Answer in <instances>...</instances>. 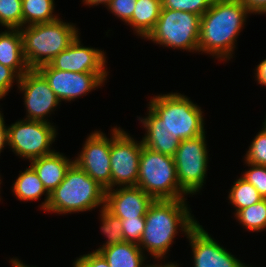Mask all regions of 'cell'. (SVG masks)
<instances>
[{"instance_id":"ab89813d","label":"cell","mask_w":266,"mask_h":267,"mask_svg":"<svg viewBox=\"0 0 266 267\" xmlns=\"http://www.w3.org/2000/svg\"><path fill=\"white\" fill-rule=\"evenodd\" d=\"M178 265H175V264H173V263H171V264H165L164 266H161V265H150L149 267H177Z\"/></svg>"},{"instance_id":"e0dca14e","label":"cell","mask_w":266,"mask_h":267,"mask_svg":"<svg viewBox=\"0 0 266 267\" xmlns=\"http://www.w3.org/2000/svg\"><path fill=\"white\" fill-rule=\"evenodd\" d=\"M74 161H69L63 154L54 152L31 160L34 169L45 189L51 193L64 180L65 174Z\"/></svg>"},{"instance_id":"f35d334b","label":"cell","mask_w":266,"mask_h":267,"mask_svg":"<svg viewBox=\"0 0 266 267\" xmlns=\"http://www.w3.org/2000/svg\"><path fill=\"white\" fill-rule=\"evenodd\" d=\"M11 263L13 267H29L21 263L18 259H13V260L11 259Z\"/></svg>"},{"instance_id":"ba28073f","label":"cell","mask_w":266,"mask_h":267,"mask_svg":"<svg viewBox=\"0 0 266 267\" xmlns=\"http://www.w3.org/2000/svg\"><path fill=\"white\" fill-rule=\"evenodd\" d=\"M205 134L182 140L173 156L177 180L188 194L201 189L207 171Z\"/></svg>"},{"instance_id":"7402d4cb","label":"cell","mask_w":266,"mask_h":267,"mask_svg":"<svg viewBox=\"0 0 266 267\" xmlns=\"http://www.w3.org/2000/svg\"><path fill=\"white\" fill-rule=\"evenodd\" d=\"M54 0H22V26L52 22L58 19L53 16Z\"/></svg>"},{"instance_id":"60d3db41","label":"cell","mask_w":266,"mask_h":267,"mask_svg":"<svg viewBox=\"0 0 266 267\" xmlns=\"http://www.w3.org/2000/svg\"><path fill=\"white\" fill-rule=\"evenodd\" d=\"M263 124H265L264 129L266 130V120H265V122Z\"/></svg>"},{"instance_id":"4316f807","label":"cell","mask_w":266,"mask_h":267,"mask_svg":"<svg viewBox=\"0 0 266 267\" xmlns=\"http://www.w3.org/2000/svg\"><path fill=\"white\" fill-rule=\"evenodd\" d=\"M101 216L103 224L101 230L104 235L108 237V240L103 247L125 242L121 219L112 215L104 207H102Z\"/></svg>"},{"instance_id":"6da1fadb","label":"cell","mask_w":266,"mask_h":267,"mask_svg":"<svg viewBox=\"0 0 266 267\" xmlns=\"http://www.w3.org/2000/svg\"><path fill=\"white\" fill-rule=\"evenodd\" d=\"M248 13L240 0H213L201 16L199 51L230 59L234 41Z\"/></svg>"},{"instance_id":"9c48e42d","label":"cell","mask_w":266,"mask_h":267,"mask_svg":"<svg viewBox=\"0 0 266 267\" xmlns=\"http://www.w3.org/2000/svg\"><path fill=\"white\" fill-rule=\"evenodd\" d=\"M8 128V145L17 155L33 160L50 155V144L56 137V130L49 122L23 120Z\"/></svg>"},{"instance_id":"f546056e","label":"cell","mask_w":266,"mask_h":267,"mask_svg":"<svg viewBox=\"0 0 266 267\" xmlns=\"http://www.w3.org/2000/svg\"><path fill=\"white\" fill-rule=\"evenodd\" d=\"M125 242L140 243L145 227V218L121 219Z\"/></svg>"},{"instance_id":"d6a6232c","label":"cell","mask_w":266,"mask_h":267,"mask_svg":"<svg viewBox=\"0 0 266 267\" xmlns=\"http://www.w3.org/2000/svg\"><path fill=\"white\" fill-rule=\"evenodd\" d=\"M74 267H110L107 260L100 252H92L78 258Z\"/></svg>"},{"instance_id":"7a4b0ae2","label":"cell","mask_w":266,"mask_h":267,"mask_svg":"<svg viewBox=\"0 0 266 267\" xmlns=\"http://www.w3.org/2000/svg\"><path fill=\"white\" fill-rule=\"evenodd\" d=\"M197 224L188 211L185 199L154 200L145 215L139 247L143 245L153 257L160 258L172 244L178 225L188 234Z\"/></svg>"},{"instance_id":"8fae6325","label":"cell","mask_w":266,"mask_h":267,"mask_svg":"<svg viewBox=\"0 0 266 267\" xmlns=\"http://www.w3.org/2000/svg\"><path fill=\"white\" fill-rule=\"evenodd\" d=\"M48 82L59 101H71L100 86L108 72H71L52 68L49 64L36 69Z\"/></svg>"},{"instance_id":"2e32d148","label":"cell","mask_w":266,"mask_h":267,"mask_svg":"<svg viewBox=\"0 0 266 267\" xmlns=\"http://www.w3.org/2000/svg\"><path fill=\"white\" fill-rule=\"evenodd\" d=\"M78 37H76L67 49L61 51L54 57L49 62V65L52 68L62 71L79 73L106 72L104 68L106 63L104 52L99 49L81 46Z\"/></svg>"},{"instance_id":"484cf974","label":"cell","mask_w":266,"mask_h":267,"mask_svg":"<svg viewBox=\"0 0 266 267\" xmlns=\"http://www.w3.org/2000/svg\"><path fill=\"white\" fill-rule=\"evenodd\" d=\"M0 23L8 29L22 28V0H0Z\"/></svg>"},{"instance_id":"d590c367","label":"cell","mask_w":266,"mask_h":267,"mask_svg":"<svg viewBox=\"0 0 266 267\" xmlns=\"http://www.w3.org/2000/svg\"><path fill=\"white\" fill-rule=\"evenodd\" d=\"M6 143L8 144V128H6L3 116L0 113V152Z\"/></svg>"},{"instance_id":"f1b7e54d","label":"cell","mask_w":266,"mask_h":267,"mask_svg":"<svg viewBox=\"0 0 266 267\" xmlns=\"http://www.w3.org/2000/svg\"><path fill=\"white\" fill-rule=\"evenodd\" d=\"M245 158L247 164L266 166V130L264 128L255 136Z\"/></svg>"},{"instance_id":"e575fe53","label":"cell","mask_w":266,"mask_h":267,"mask_svg":"<svg viewBox=\"0 0 266 267\" xmlns=\"http://www.w3.org/2000/svg\"><path fill=\"white\" fill-rule=\"evenodd\" d=\"M250 13H266V0H240Z\"/></svg>"},{"instance_id":"5b68a950","label":"cell","mask_w":266,"mask_h":267,"mask_svg":"<svg viewBox=\"0 0 266 267\" xmlns=\"http://www.w3.org/2000/svg\"><path fill=\"white\" fill-rule=\"evenodd\" d=\"M106 190L73 163L64 180L49 195L45 210L71 213L91 210L105 203Z\"/></svg>"},{"instance_id":"ac0fdd59","label":"cell","mask_w":266,"mask_h":267,"mask_svg":"<svg viewBox=\"0 0 266 267\" xmlns=\"http://www.w3.org/2000/svg\"><path fill=\"white\" fill-rule=\"evenodd\" d=\"M0 33V63L11 68L19 77L30 70L23 53L20 29Z\"/></svg>"},{"instance_id":"7c38bea8","label":"cell","mask_w":266,"mask_h":267,"mask_svg":"<svg viewBox=\"0 0 266 267\" xmlns=\"http://www.w3.org/2000/svg\"><path fill=\"white\" fill-rule=\"evenodd\" d=\"M110 140L96 131L86 140L74 163L105 190L111 189Z\"/></svg>"},{"instance_id":"9a60e30c","label":"cell","mask_w":266,"mask_h":267,"mask_svg":"<svg viewBox=\"0 0 266 267\" xmlns=\"http://www.w3.org/2000/svg\"><path fill=\"white\" fill-rule=\"evenodd\" d=\"M113 190H106L103 207L120 219L145 218L149 206L154 202V199L138 186Z\"/></svg>"},{"instance_id":"277c9868","label":"cell","mask_w":266,"mask_h":267,"mask_svg":"<svg viewBox=\"0 0 266 267\" xmlns=\"http://www.w3.org/2000/svg\"><path fill=\"white\" fill-rule=\"evenodd\" d=\"M60 19L52 22L28 25L20 29L23 53L30 69L49 64L61 51H64L78 36V30Z\"/></svg>"},{"instance_id":"cb8c5ba5","label":"cell","mask_w":266,"mask_h":267,"mask_svg":"<svg viewBox=\"0 0 266 267\" xmlns=\"http://www.w3.org/2000/svg\"><path fill=\"white\" fill-rule=\"evenodd\" d=\"M229 199L231 204L236 207V211L249 207L259 202L263 198L259 192L249 182L240 177L230 190Z\"/></svg>"},{"instance_id":"4dcf8cb0","label":"cell","mask_w":266,"mask_h":267,"mask_svg":"<svg viewBox=\"0 0 266 267\" xmlns=\"http://www.w3.org/2000/svg\"><path fill=\"white\" fill-rule=\"evenodd\" d=\"M249 171L243 175V179L249 182L259 192L262 198H266V166L249 164Z\"/></svg>"},{"instance_id":"5bb4252c","label":"cell","mask_w":266,"mask_h":267,"mask_svg":"<svg viewBox=\"0 0 266 267\" xmlns=\"http://www.w3.org/2000/svg\"><path fill=\"white\" fill-rule=\"evenodd\" d=\"M194 257V267H248L214 241L197 224L188 234Z\"/></svg>"},{"instance_id":"74e56055","label":"cell","mask_w":266,"mask_h":267,"mask_svg":"<svg viewBox=\"0 0 266 267\" xmlns=\"http://www.w3.org/2000/svg\"><path fill=\"white\" fill-rule=\"evenodd\" d=\"M86 4L88 5H98L101 3H104L106 5H108L110 3L111 0H84Z\"/></svg>"},{"instance_id":"1f68e13d","label":"cell","mask_w":266,"mask_h":267,"mask_svg":"<svg viewBox=\"0 0 266 267\" xmlns=\"http://www.w3.org/2000/svg\"><path fill=\"white\" fill-rule=\"evenodd\" d=\"M137 0H111L107 5L112 13L128 22L133 15Z\"/></svg>"},{"instance_id":"3957f363","label":"cell","mask_w":266,"mask_h":267,"mask_svg":"<svg viewBox=\"0 0 266 267\" xmlns=\"http://www.w3.org/2000/svg\"><path fill=\"white\" fill-rule=\"evenodd\" d=\"M149 114L142 118L145 128H164L179 141L205 133L200 107L184 95L173 93L153 97Z\"/></svg>"},{"instance_id":"30bf717a","label":"cell","mask_w":266,"mask_h":267,"mask_svg":"<svg viewBox=\"0 0 266 267\" xmlns=\"http://www.w3.org/2000/svg\"><path fill=\"white\" fill-rule=\"evenodd\" d=\"M110 164L111 189L115 185L137 186L142 141L137 143L122 129H112Z\"/></svg>"},{"instance_id":"836d02e7","label":"cell","mask_w":266,"mask_h":267,"mask_svg":"<svg viewBox=\"0 0 266 267\" xmlns=\"http://www.w3.org/2000/svg\"><path fill=\"white\" fill-rule=\"evenodd\" d=\"M15 79L19 80V76L15 72L0 63V99L7 94Z\"/></svg>"},{"instance_id":"d4e9b609","label":"cell","mask_w":266,"mask_h":267,"mask_svg":"<svg viewBox=\"0 0 266 267\" xmlns=\"http://www.w3.org/2000/svg\"><path fill=\"white\" fill-rule=\"evenodd\" d=\"M236 217L245 228L260 231L266 228V198L236 212Z\"/></svg>"},{"instance_id":"ffe728a7","label":"cell","mask_w":266,"mask_h":267,"mask_svg":"<svg viewBox=\"0 0 266 267\" xmlns=\"http://www.w3.org/2000/svg\"><path fill=\"white\" fill-rule=\"evenodd\" d=\"M161 9V0H137L132 18L127 23L140 36L147 38L156 26Z\"/></svg>"},{"instance_id":"d6986e66","label":"cell","mask_w":266,"mask_h":267,"mask_svg":"<svg viewBox=\"0 0 266 267\" xmlns=\"http://www.w3.org/2000/svg\"><path fill=\"white\" fill-rule=\"evenodd\" d=\"M107 260L110 267H142L144 257L138 244L122 242L96 250ZM143 266V267H149Z\"/></svg>"},{"instance_id":"8d00e7d4","label":"cell","mask_w":266,"mask_h":267,"mask_svg":"<svg viewBox=\"0 0 266 267\" xmlns=\"http://www.w3.org/2000/svg\"><path fill=\"white\" fill-rule=\"evenodd\" d=\"M256 72L259 84L266 86V59L257 66Z\"/></svg>"},{"instance_id":"603a6c76","label":"cell","mask_w":266,"mask_h":267,"mask_svg":"<svg viewBox=\"0 0 266 267\" xmlns=\"http://www.w3.org/2000/svg\"><path fill=\"white\" fill-rule=\"evenodd\" d=\"M147 134L143 137L142 145L168 156H174L180 141L164 128H146Z\"/></svg>"},{"instance_id":"4fadbf2b","label":"cell","mask_w":266,"mask_h":267,"mask_svg":"<svg viewBox=\"0 0 266 267\" xmlns=\"http://www.w3.org/2000/svg\"><path fill=\"white\" fill-rule=\"evenodd\" d=\"M17 81L18 87L24 91L28 112L26 120L47 122L44 117L60 102L48 82L36 69H30Z\"/></svg>"},{"instance_id":"52a82bcc","label":"cell","mask_w":266,"mask_h":267,"mask_svg":"<svg viewBox=\"0 0 266 267\" xmlns=\"http://www.w3.org/2000/svg\"><path fill=\"white\" fill-rule=\"evenodd\" d=\"M201 16L162 8L148 39L171 48L199 51Z\"/></svg>"},{"instance_id":"83f0119b","label":"cell","mask_w":266,"mask_h":267,"mask_svg":"<svg viewBox=\"0 0 266 267\" xmlns=\"http://www.w3.org/2000/svg\"><path fill=\"white\" fill-rule=\"evenodd\" d=\"M213 0H161L162 8L190 12L202 16Z\"/></svg>"},{"instance_id":"44dd1931","label":"cell","mask_w":266,"mask_h":267,"mask_svg":"<svg viewBox=\"0 0 266 267\" xmlns=\"http://www.w3.org/2000/svg\"><path fill=\"white\" fill-rule=\"evenodd\" d=\"M13 192L20 200H37L42 194L47 193L42 208L45 210L49 201L50 193L45 189L34 169L30 166L20 173L13 186Z\"/></svg>"},{"instance_id":"8992f818","label":"cell","mask_w":266,"mask_h":267,"mask_svg":"<svg viewBox=\"0 0 266 267\" xmlns=\"http://www.w3.org/2000/svg\"><path fill=\"white\" fill-rule=\"evenodd\" d=\"M137 186L154 200L185 199L187 194L177 180L172 156L150 150L142 145Z\"/></svg>"}]
</instances>
